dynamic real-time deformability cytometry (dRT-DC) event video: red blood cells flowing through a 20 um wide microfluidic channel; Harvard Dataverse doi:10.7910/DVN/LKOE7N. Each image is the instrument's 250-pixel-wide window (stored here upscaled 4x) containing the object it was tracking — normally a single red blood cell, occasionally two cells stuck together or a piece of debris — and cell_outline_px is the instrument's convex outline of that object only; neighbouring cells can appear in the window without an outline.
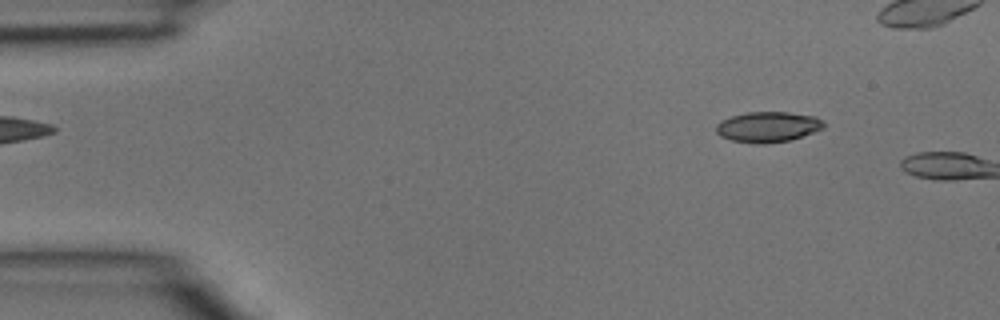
{"species": "common noctule bat (a hibernating species)", "species_latin": "Nyctalus noctula", "temperature_condition": "room temperature", "stored_images_in_passage": 2, "camera_frame_rate_fps": 3000, "um_per_image_px": 0.085, "animal": {"sex": "male", "body_mass_g": 15.6}, "frame": {"image": 1, "passage_image": 1, "time_ms": 0.0, "image_size_px": [1000, 320], "cell_outline_px": [[824, 128], [792, 140], [764, 144], [752, 144], [732, 140], [720, 136], [716, 132], [716, 124], [720, 120], [732, 116], [748, 112], [788, 112], [816, 116], [824, 124]], "centroid_in_image_um": [65.25, 10.79], "position_along_channel_um": 19.8, "area_um2": 19.25}}